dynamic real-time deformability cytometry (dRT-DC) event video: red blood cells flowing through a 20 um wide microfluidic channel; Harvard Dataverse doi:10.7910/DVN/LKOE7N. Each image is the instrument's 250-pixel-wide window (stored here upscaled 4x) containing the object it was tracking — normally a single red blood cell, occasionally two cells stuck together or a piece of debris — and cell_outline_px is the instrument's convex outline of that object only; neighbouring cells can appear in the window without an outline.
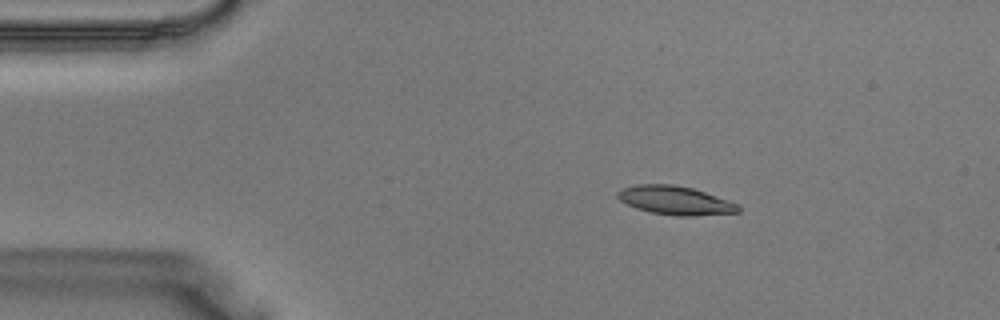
{"species": "Egyptian fruit bat (a non-hibernating species)", "species_latin": "Rousettus aegyptiacus", "temperature_condition": "warm", "stored_images_in_passage": 36, "camera_frame_rate_fps": 3000, "um_per_image_px": 0.085, "animal": {"sex": "male"}, "frame": {"image": 1, "passage_image": 4, "time_ms": 1.0, "image_size_px": [1000, 320], "cell_outline_px": [[740, 212], [692, 216], [676, 216], [652, 212], [636, 208], [620, 200], [616, 196], [616, 192], [620, 188], [636, 184], [672, 184], [692, 188], [740, 204]], "centroid_in_image_um": [57.38, 17.03], "position_along_channel_um": 27.6, "area_um2": 20.17}}
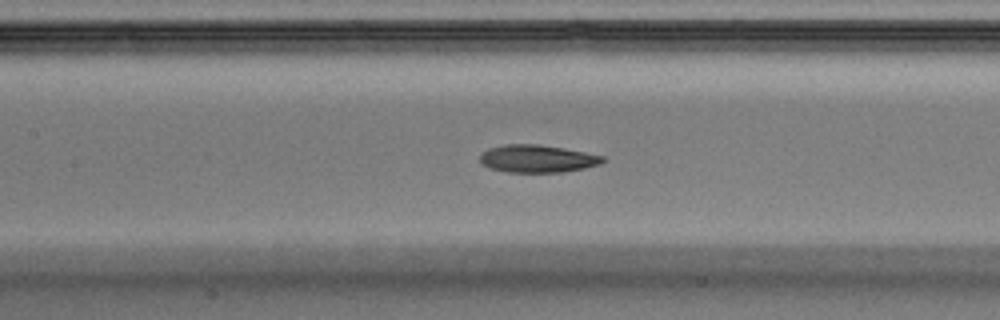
{"frame": {"image": 2, "passage_image": 15, "time_ms": 4.667, "image_size_px": [1000, 320], "cell_outline_px": [[604, 160], [600, 164], [584, 168], [564, 172], [508, 172], [488, 168], [480, 164], [480, 156], [488, 148], [504, 144], [540, 144], [564, 148], [604, 156]], "centroid_in_image_um": [45.64, 13.49], "position_along_channel_um": 161.8, "area_um2": 19.83}}
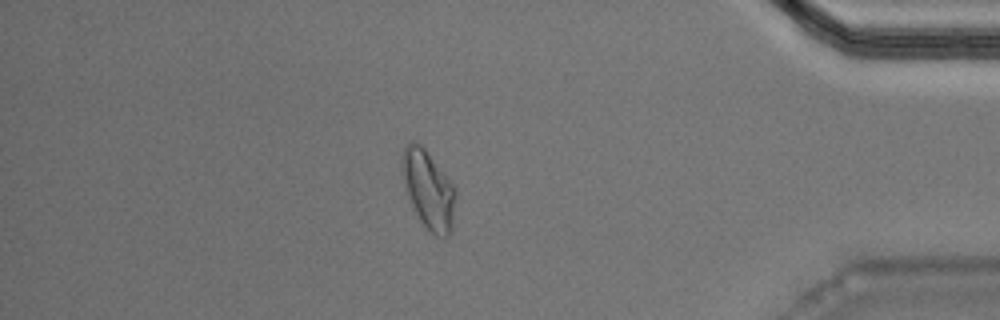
{"frame": {"image": 3, "passage_image": 31, "time_ms": 10.0, "image_size_px": [1000, 320], "cell_outline_px": [[456, 192], [452, 228], [448, 236], [444, 240], [436, 236], [424, 224], [416, 212], [404, 188], [400, 160], [404, 144], [412, 140], [420, 144], [424, 148], [456, 188]], "centroid_in_image_um": [36.4, 16.09], "position_along_channel_um": 398.8, "area_um2": 24.45}}